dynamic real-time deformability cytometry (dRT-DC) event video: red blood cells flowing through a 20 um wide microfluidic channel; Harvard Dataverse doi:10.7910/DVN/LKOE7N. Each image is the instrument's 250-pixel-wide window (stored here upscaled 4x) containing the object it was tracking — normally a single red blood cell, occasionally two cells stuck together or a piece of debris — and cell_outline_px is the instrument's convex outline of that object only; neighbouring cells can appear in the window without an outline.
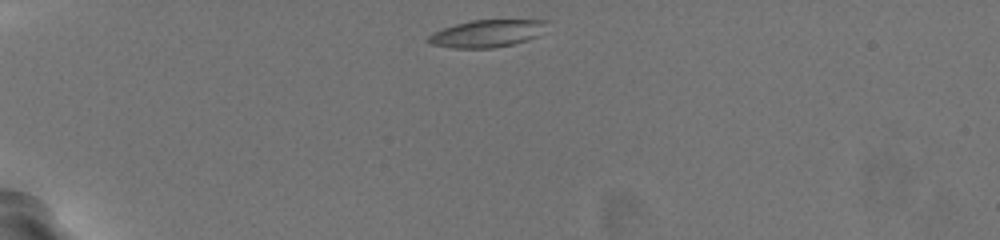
{"species": "common noctule bat (a hibernating species)", "species_latin": "Nyctalus noctula", "temperature_condition": "warm", "stored_images_in_passage": 36, "camera_frame_rate_fps": 3000, "um_per_image_px": 0.085, "animal": {"sex": "female", "body_mass_g": 19.5, "forearm_length_mm": 54.1}, "frame": {"image": 1, "passage_image": 1, "time_ms": 0.0, "image_size_px": [1000, 240], "cell_outline_px": [[548, 20], [540, 36], [528, 40], [512, 44], [492, 48], [452, 48], [428, 44], [424, 40], [432, 32], [456, 24], [472, 20]], "centroid_in_image_um": [41.35, 2.86], "position_along_channel_um": 43.6, "area_um2": 19.02}}
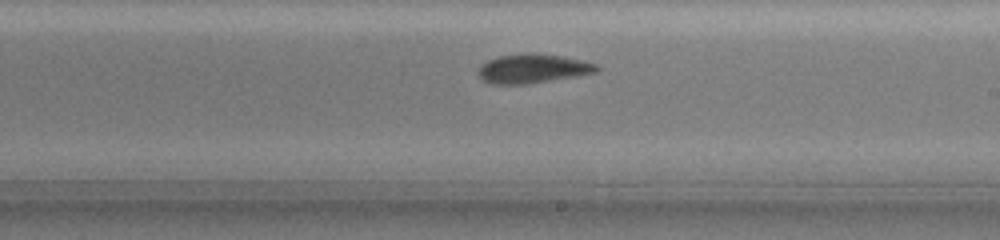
{"frame": {"image": 2, "passage_image": 22, "time_ms": 7.0, "image_size_px": [1000, 240], "cell_outline_px": [[600, 68], [596, 72], [576, 76], [528, 84], [492, 84], [484, 80], [476, 72], [480, 64], [496, 56], [524, 52], [532, 52], [564, 56], [596, 64]], "centroid_in_image_um": [45.24, 5.81], "position_along_channel_um": 243.8, "area_um2": 20.35}}
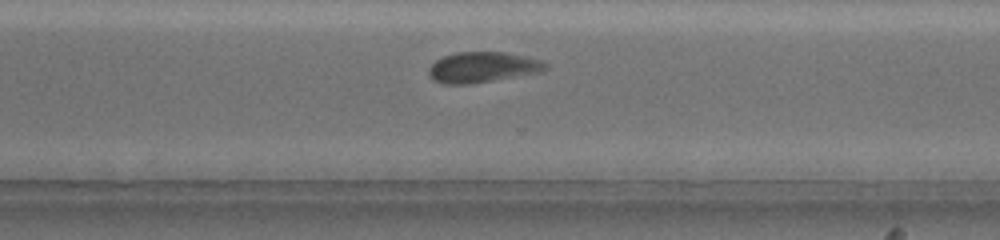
{"frame": {"image": 3, "passage_image": 29, "time_ms": 9.333, "image_size_px": [1000, 240], "cell_outline_px": [[548, 68], [540, 72], [468, 84], [444, 84], [432, 80], [428, 72], [428, 68], [436, 60], [444, 56], [456, 52], [504, 52], [524, 56], [540, 60], [548, 64]], "centroid_in_image_um": [40.99, 5.71], "position_along_channel_um": 329.6, "area_um2": 20.63}, "authors_computed_cell_mechanics": {"area_um2": 19.941, "velocity_mm_per_s": 3.6726, "shape_relaxation_time_tau1_ms": 3.2936, "shape_relaxation_time_tau2_ms": 5.9355, "deformation_change_tau1": 0.114, "deformation_change_tau2": 0.1157}}